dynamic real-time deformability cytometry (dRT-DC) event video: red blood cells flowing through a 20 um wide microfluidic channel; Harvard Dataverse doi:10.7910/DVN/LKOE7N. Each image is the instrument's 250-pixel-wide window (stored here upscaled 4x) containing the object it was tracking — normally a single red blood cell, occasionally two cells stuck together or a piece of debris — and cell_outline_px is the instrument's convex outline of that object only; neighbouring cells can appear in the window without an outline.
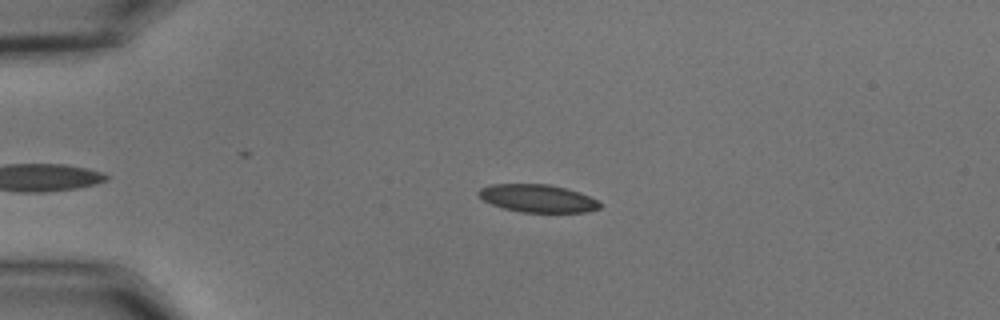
{"species": "common noctule bat (a hibernating species)", "species_latin": "Nyctalus noctula", "temperature_condition": "cold", "stored_images_in_passage": 40, "camera_frame_rate_fps": 3000, "um_per_image_px": 0.085, "animal": {"sex": "male", "body_mass_g": 15.6}, "frame": {"image": 1, "passage_image": 7, "time_ms": 2.0, "image_size_px": [1000, 320], "cell_outline_px": [[604, 204], [600, 208], [584, 212], [520, 212], [504, 208], [492, 204], [484, 200], [476, 192], [480, 188], [492, 184], [548, 184], [580, 192]], "centroid_in_image_um": [45.7, 16.86], "position_along_channel_um": 39.3, "area_um2": 19.54}}
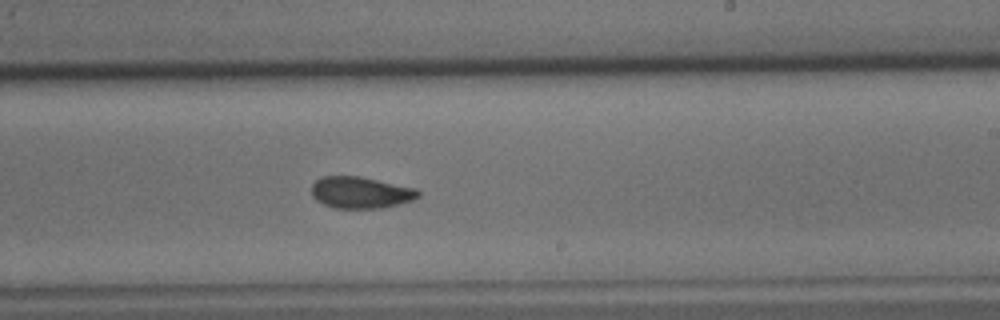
{"frame": {"image": 2, "passage_image": 28, "time_ms": 9.0, "image_size_px": [1000, 320], "cell_outline_px": [[420, 196], [412, 200], [400, 204], [384, 208], [336, 208], [324, 204], [316, 200], [312, 196], [312, 184], [316, 180], [324, 176], [360, 176], [416, 188], [420, 192]], "centroid_in_image_um": [30.67, 16.36], "position_along_channel_um": 258.3, "area_um2": 19.71}}
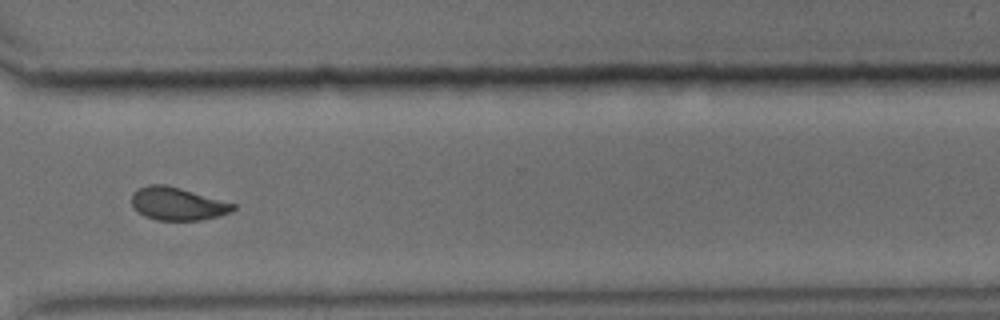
{"frame": {"image": 3, "passage_image": 36, "time_ms": 11.667, "image_size_px": [1000, 320], "cell_outline_px": [[236, 208], [232, 212], [200, 220], [156, 220], [144, 216], [132, 204], [132, 192], [148, 184], [164, 184], [180, 188], [236, 204]], "centroid_in_image_um": [15.09, 17.32], "position_along_channel_um": 355.5, "area_um2": 19.25}, "authors_computed_cell_mechanics": {"area_um2": 19.8832, "velocity_mm_per_s": 3.6447, "shape_relaxation_time_tau1_ms": 4.9934, "shape_relaxation_time_tau2_ms": 1.6032, "deformation_change_tau1": 0.1299, "deformation_change_tau2": 0.0555}}